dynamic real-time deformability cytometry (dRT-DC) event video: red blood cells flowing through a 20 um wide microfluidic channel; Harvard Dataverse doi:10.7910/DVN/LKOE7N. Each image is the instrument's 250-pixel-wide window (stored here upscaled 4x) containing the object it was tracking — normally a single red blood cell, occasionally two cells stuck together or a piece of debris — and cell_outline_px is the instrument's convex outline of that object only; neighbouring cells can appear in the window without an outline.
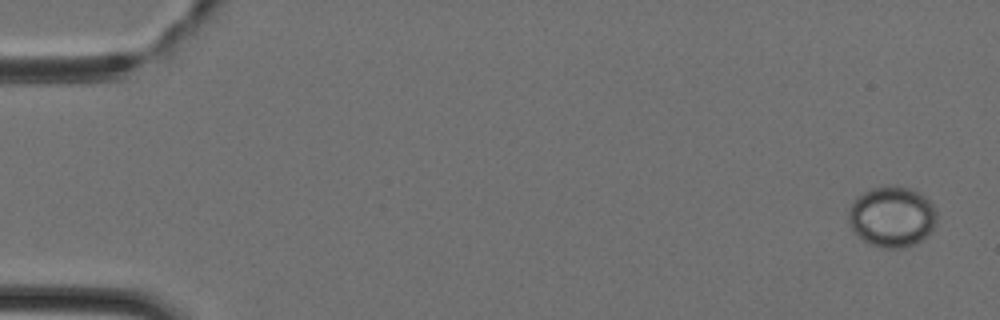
{"species": "Egyptian fruit bat (a non-hibernating species)", "species_latin": "Rousettus aegyptiacus", "temperature_condition": "cold", "stored_images_in_passage": 43, "camera_frame_rate_fps": 3000, "um_per_image_px": 0.085, "animal": {"sex": "female"}, "frame": {"image": 1, "passage_image": 1, "time_ms": 0.0, "image_size_px": [1000, 320], "cell_outline_px": [[936, 224], [928, 236], [916, 244], [904, 248], [884, 248], [868, 244], [856, 236], [848, 224], [848, 208], [852, 200], [856, 196], [872, 188], [896, 184], [912, 188], [920, 192], [932, 204], [936, 212]], "centroid_in_image_um": [75.79, 18.42], "position_along_channel_um": 9.2, "area_um2": 32.08}}
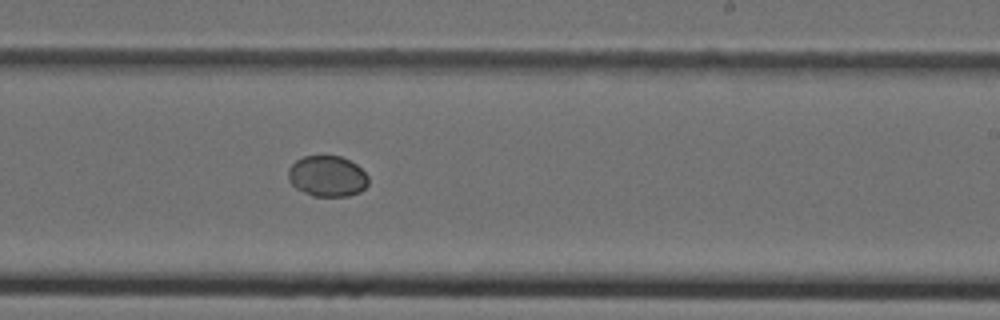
{"frame": {"image": 2, "passage_image": 27, "time_ms": 8.667, "image_size_px": [1000, 320], "cell_outline_px": [[368, 184], [360, 192], [348, 196], [312, 196], [296, 188], [288, 180], [288, 168], [296, 160], [304, 156], [340, 156], [356, 164], [368, 176]], "centroid_in_image_um": [27.81, 14.98], "position_along_channel_um": 261.2, "area_um2": 19.07}}
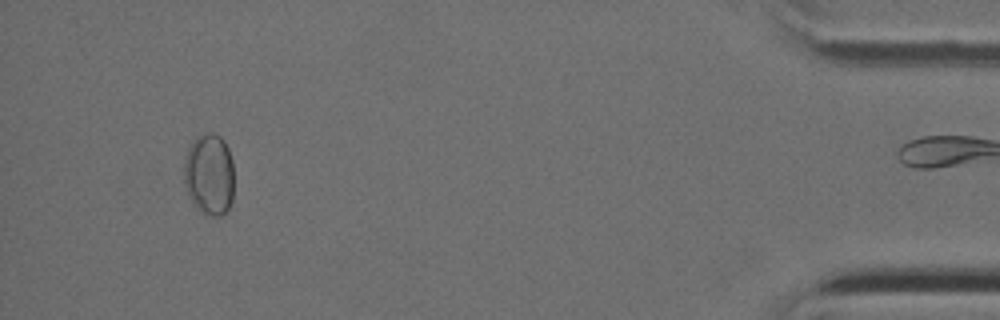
{"frame": {"image": 3, "passage_image": 42, "time_ms": 13.667, "image_size_px": [1000, 320], "cell_outline_px": [[232, 200], [228, 208], [220, 216], [208, 216], [200, 212], [196, 208], [188, 196], [184, 184], [184, 156], [188, 148], [196, 136], [208, 132], [212, 132], [220, 136], [224, 140], [228, 148], [232, 160]], "centroid_in_image_um": [17.75, 14.82], "position_along_channel_um": 417.4, "area_um2": 24.1}}